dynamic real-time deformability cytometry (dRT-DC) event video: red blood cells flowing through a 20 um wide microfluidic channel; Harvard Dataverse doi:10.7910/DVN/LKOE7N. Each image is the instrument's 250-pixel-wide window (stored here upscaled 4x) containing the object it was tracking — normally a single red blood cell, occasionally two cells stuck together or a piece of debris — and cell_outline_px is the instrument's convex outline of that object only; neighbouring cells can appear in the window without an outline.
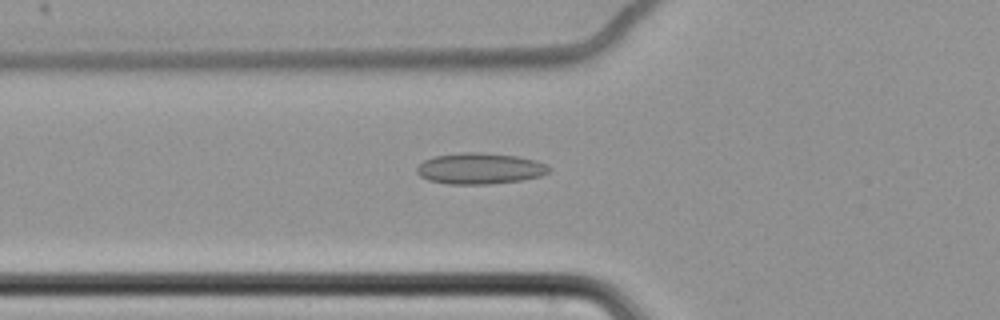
{"species": "common noctule bat (a hibernating species)", "species_latin": "Nyctalus noctula", "temperature_condition": "cold", "stored_images_in_passage": 50, "camera_frame_rate_fps": 3000, "um_per_image_px": 0.085, "animal": {"sex": "female", "body_mass_g": 22.7, "forearm_length_mm": 54.2}, "frame": {"image": 1, "passage_image": 12, "time_ms": 3.667, "image_size_px": [1000, 320], "cell_outline_px": [[552, 168], [548, 172], [540, 176], [520, 180], [488, 184], [448, 184], [428, 180], [420, 176], [416, 172], [416, 168], [424, 160], [436, 156], [460, 152], [480, 152], [516, 156], [536, 160]], "centroid_in_image_um": [40.77, 14.32], "position_along_channel_um": 85.0, "area_um2": 23.87}}
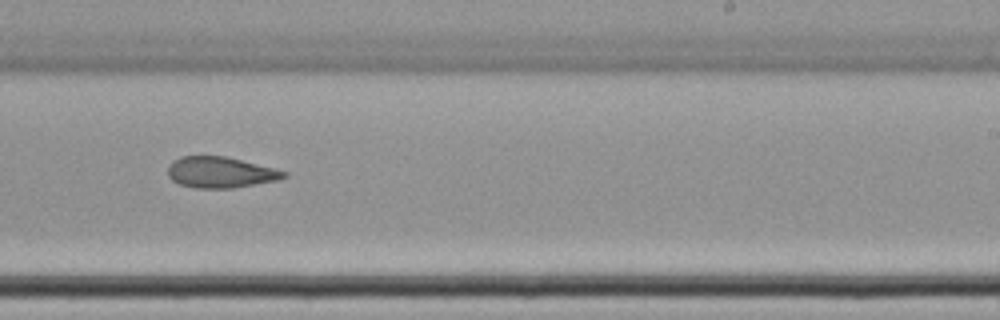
{"frame": {"image": 2, "passage_image": 28, "time_ms": 9.0, "image_size_px": [1000, 320], "cell_outline_px": [[288, 176], [276, 180], [232, 188], [196, 188], [180, 184], [172, 180], [168, 176], [168, 168], [172, 160], [180, 156], [224, 156], [288, 172]], "centroid_in_image_um": [18.69, 14.65], "position_along_channel_um": 270.3, "area_um2": 20.69}}
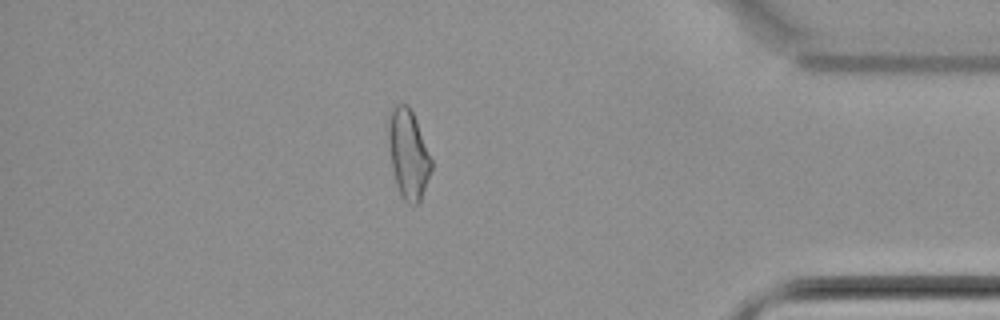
{"frame": {"image": 3, "passage_image": 42, "time_ms": 13.667, "image_size_px": [1000, 320], "cell_outline_px": [[432, 168], [420, 204], [408, 204], [400, 196], [392, 168], [388, 140], [388, 124], [392, 108], [396, 104], [408, 104], [416, 120], [432, 160]], "centroid_in_image_um": [34.71, 13.13], "position_along_channel_um": 400.5, "area_um2": 22.25}, "authors_computed_cell_mechanics": {"area_um2": 22.3397, "velocity_mm_per_s": 3.4767, "shape_relaxation_time_tau1_ms": null, "shape_relaxation_time_tau2_ms": 3.7746, "deformation_change_tau1": null, "deformation_change_tau2": 0.092}}